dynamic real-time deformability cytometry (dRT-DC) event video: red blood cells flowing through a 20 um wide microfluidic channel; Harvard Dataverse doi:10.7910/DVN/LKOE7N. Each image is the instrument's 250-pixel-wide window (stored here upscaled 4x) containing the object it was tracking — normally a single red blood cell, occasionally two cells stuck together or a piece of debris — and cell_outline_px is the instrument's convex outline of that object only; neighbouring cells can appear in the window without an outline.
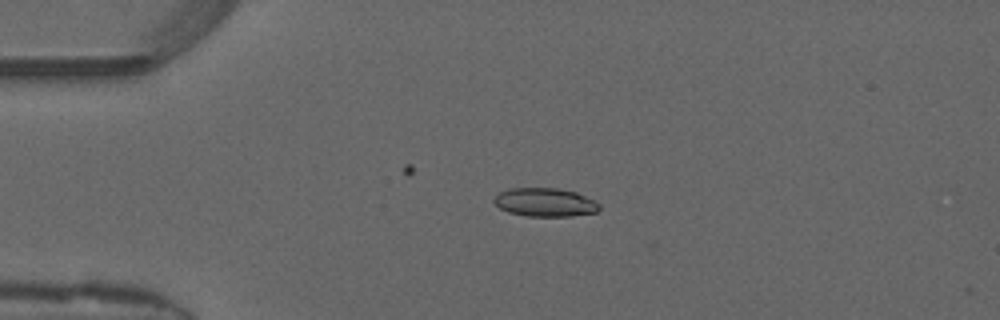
{"species": "common noctule bat (a hibernating species)", "species_latin": "Nyctalus noctula", "temperature_condition": "warm", "stored_images_in_passage": 35, "camera_frame_rate_fps": 3000, "um_per_image_px": 0.085, "animal": {"sex": "male", "forearm_length_mm": 52.5}, "frame": {"image": 1, "passage_image": 3, "time_ms": 0.667, "image_size_px": [1000, 320], "cell_outline_px": [[600, 208], [596, 212], [572, 216], [524, 216], [508, 212], [500, 208], [492, 200], [500, 192], [508, 188], [556, 188], [576, 192], [600, 204]], "centroid_in_image_um": [46.3, 17.2], "position_along_channel_um": 38.7, "area_um2": 17.46}}
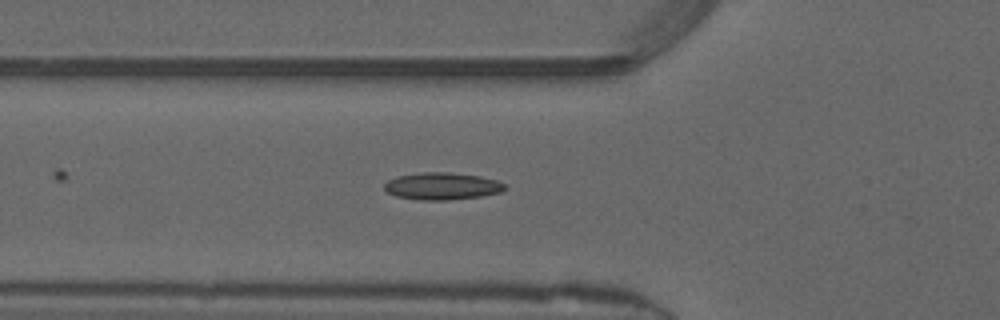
{"frame": {"image": 2, "passage_image": 9, "time_ms": 2.667, "image_size_px": [1000, 320], "cell_outline_px": [[504, 188], [500, 192], [480, 196], [448, 200], [420, 200], [396, 196], [388, 192], [384, 188], [384, 184], [388, 180], [396, 176], [420, 172], [448, 172], [480, 176], [496, 180], [504, 184]], "centroid_in_image_um": [37.53, 15.81], "position_along_channel_um": 88.3, "area_um2": 18.96}}
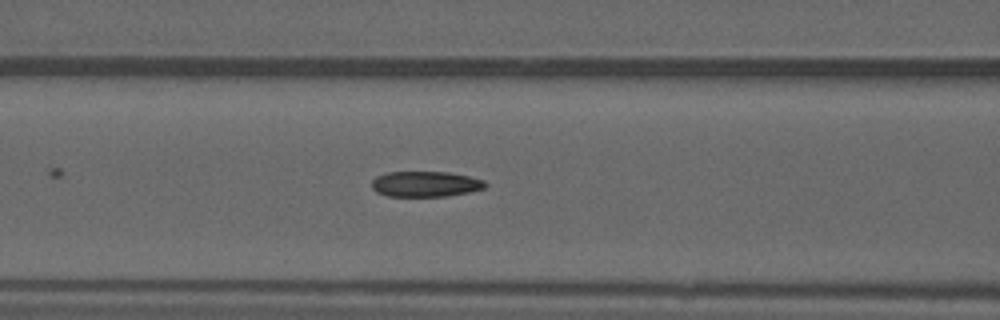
{"frame": {"image": 3, "passage_image": 12, "time_ms": 3.667, "image_size_px": [1000, 320], "cell_outline_px": [[488, 184], [484, 188], [468, 192], [444, 196], [388, 196], [376, 192], [372, 188], [372, 180], [376, 176], [388, 172], [448, 172], [468, 176], [484, 180]], "centroid_in_image_um": [36.15, 15.64], "position_along_channel_um": 130.5, "area_um2": 16.82}, "authors_computed_cell_mechanics": {"area_um2": 17.2822, "velocity_mm_per_s": 4.1731, "shape_relaxation_time_tau1_ms": null, "shape_relaxation_time_tau2_ms": 2.116, "deformation_change_tau1": null, "deformation_change_tau2": 0.0779}}